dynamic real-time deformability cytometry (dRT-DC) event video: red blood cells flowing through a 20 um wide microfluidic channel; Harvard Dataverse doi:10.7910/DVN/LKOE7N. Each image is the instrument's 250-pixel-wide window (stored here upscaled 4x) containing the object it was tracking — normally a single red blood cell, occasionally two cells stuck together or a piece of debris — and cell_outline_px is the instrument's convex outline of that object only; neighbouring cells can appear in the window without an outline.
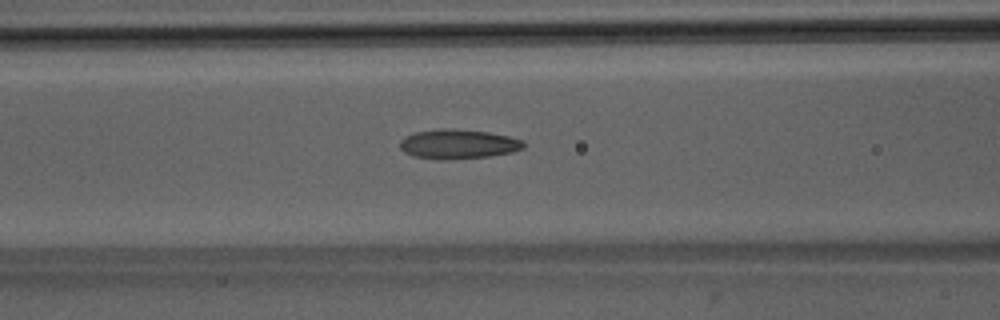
{"species": "Egyptian fruit bat (a non-hibernating species)", "species_latin": "Rousettus aegyptiacus", "temperature_condition": "room temperature", "stored_images_in_passage": 46, "camera_frame_rate_fps": 3000, "um_per_image_px": 0.085, "animal": {"sex": "male"}, "frame": {"image": 1, "passage_image": 16, "time_ms": 5.0, "image_size_px": [1000, 320], "cell_outline_px": [[524, 148], [512, 152], [488, 156], [412, 156], [404, 152], [400, 148], [400, 140], [404, 136], [416, 132], [444, 128], [452, 128], [488, 132], [508, 136], [524, 140]], "centroid_in_image_um": [38.97, 12.18], "position_along_channel_um": 127.6, "area_um2": 20.17}}
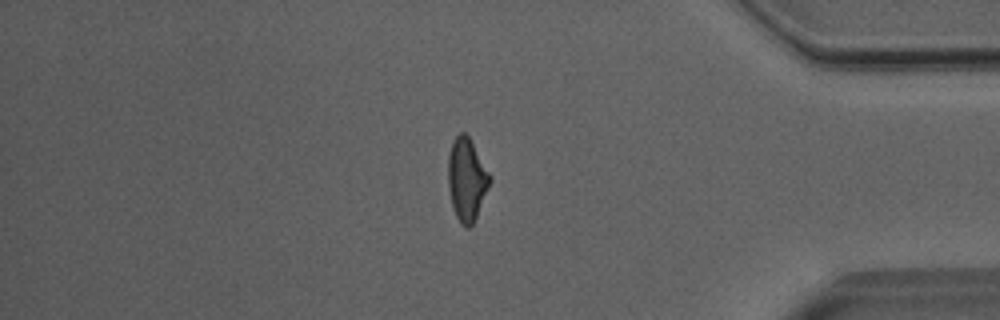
{"frame": {"image": 2, "passage_image": 38, "time_ms": 12.333, "image_size_px": [1000, 320], "cell_outline_px": [[492, 180], [476, 216], [472, 224], [468, 228], [464, 228], [460, 224], [452, 208], [448, 188], [448, 156], [452, 140], [460, 132], [464, 132], [468, 136], [492, 176]], "centroid_in_image_um": [39.66, 15.25], "position_along_channel_um": 395.5, "area_um2": 20.23}}
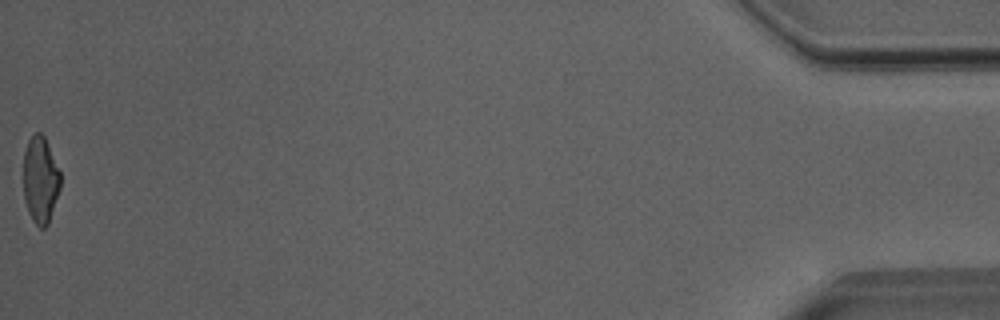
{"frame": {"image": 3, "passage_image": 46, "time_ms": 15.0, "image_size_px": [1000, 320], "cell_outline_px": [[60, 188], [48, 224], [44, 228], [40, 228], [32, 220], [28, 212], [24, 200], [24, 152], [28, 140], [36, 132], [40, 132], [44, 136], [48, 144], [60, 172]], "centroid_in_image_um": [3.43, 15.29], "position_along_channel_um": 431.8, "area_um2": 18.61}, "authors_computed_cell_mechanics": {"area_um2": 20.23, "velocity_mm_per_s": 4.0333, "shape_relaxation_time_tau1_ms": 5.2825, "shape_relaxation_time_tau2_ms": 1.6844, "deformation_change_tau1": 0.1543, "deformation_change_tau2": 0.0994}}